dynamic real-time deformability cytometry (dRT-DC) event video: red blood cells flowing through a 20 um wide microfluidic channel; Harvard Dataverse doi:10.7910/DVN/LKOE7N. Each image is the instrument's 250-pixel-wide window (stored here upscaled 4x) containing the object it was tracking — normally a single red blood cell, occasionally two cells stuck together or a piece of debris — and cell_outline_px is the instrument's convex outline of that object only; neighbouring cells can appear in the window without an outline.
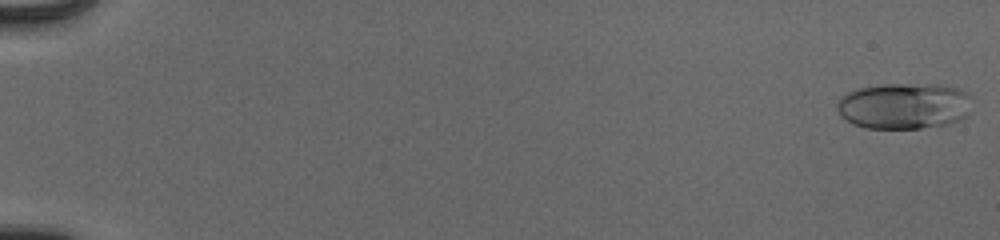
{"species": "human", "species_latin": "Homo sapiens", "temperature_condition": "cold", "stored_images_in_passage": 54, "camera_frame_rate_fps": 3000, "um_per_image_px": 0.085, "donor": {"sex": "male"}, "frame": {"image": 1, "passage_image": 1, "time_ms": 0.0, "image_size_px": [1000, 240], "cell_outline_px": [[972, 96], [968, 116], [948, 124], [920, 128], [864, 128], [852, 124], [840, 116], [836, 108], [836, 104], [848, 92], [856, 88], [884, 84], [940, 84], [956, 88], [968, 92]], "centroid_in_image_um": [76.86, 9.0], "position_along_channel_um": 8.1, "area_um2": 36.7}}
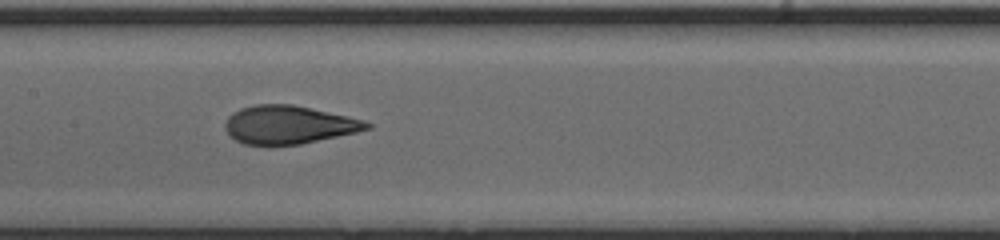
{"frame": {"image": 2, "passage_image": 29, "time_ms": 9.333, "image_size_px": [1000, 240], "cell_outline_px": [[372, 128], [356, 132], [300, 144], [268, 148], [244, 144], [228, 136], [224, 128], [224, 124], [228, 116], [232, 112], [240, 108], [256, 104], [292, 104], [348, 116], [364, 120], [372, 124]], "centroid_in_image_um": [24.47, 10.63], "position_along_channel_um": 182.9, "area_um2": 32.31}}
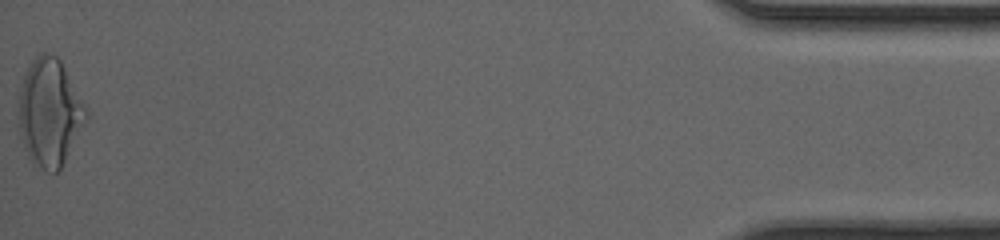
{"frame": {"image": 3, "passage_image": 54, "time_ms": 17.667, "image_size_px": [1000, 240], "cell_outline_px": [[88, 116], [60, 168], [56, 172], [48, 172], [32, 164], [28, 156], [20, 132], [20, 88], [24, 76], [32, 60], [40, 52], [44, 52], [56, 56], [60, 60], [84, 104], [88, 112]], "centroid_in_image_um": [4.21, 9.56], "position_along_channel_um": 431.0, "area_um2": 41.21}, "authors_computed_cell_mechanics": {"area_um2": 32.3969, "velocity_mm_per_s": 3.9874, "shape_relaxation_time_tau1_ms": 5.8066, "shape_relaxation_time_tau2_ms": 0.6951, "deformation_change_tau1": 0.2141, "deformation_change_tau2": 0.0707}}